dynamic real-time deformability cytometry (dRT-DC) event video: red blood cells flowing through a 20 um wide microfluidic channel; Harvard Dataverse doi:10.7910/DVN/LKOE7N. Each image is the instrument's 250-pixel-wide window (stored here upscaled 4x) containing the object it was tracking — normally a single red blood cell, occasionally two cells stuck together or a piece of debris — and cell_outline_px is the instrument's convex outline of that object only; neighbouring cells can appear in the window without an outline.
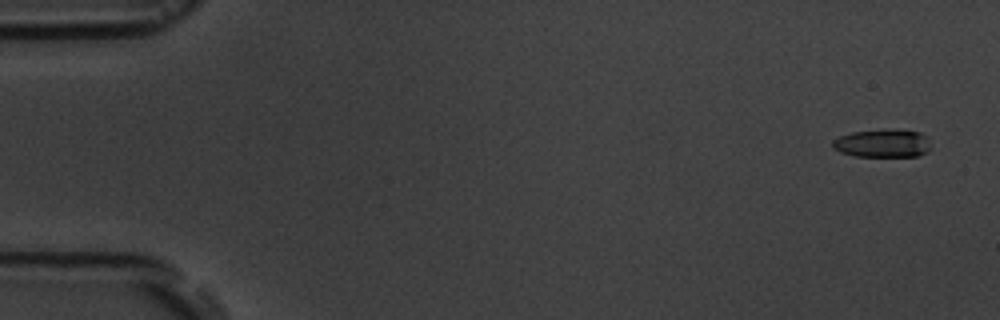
{"species": "common noctule bat (a hibernating species)", "species_latin": "Nyctalus noctula", "temperature_condition": "room temperature", "stored_images_in_passage": 16, "camera_frame_rate_fps": 3000, "um_per_image_px": 0.085, "animal": {"sex": "male", "body_mass_g": 19.5, "forearm_length_mm": 54.6}, "frame": {"image": 1, "passage_image": 1, "time_ms": 0.0, "image_size_px": [1000, 320], "cell_outline_px": [[928, 152], [916, 156], [856, 156], [840, 152], [832, 148], [832, 140], [840, 136], [852, 132], [920, 132], [924, 136], [928, 148]], "centroid_in_image_um": [74.92, 12.24], "position_along_channel_um": 10.1, "area_um2": 15.03}}
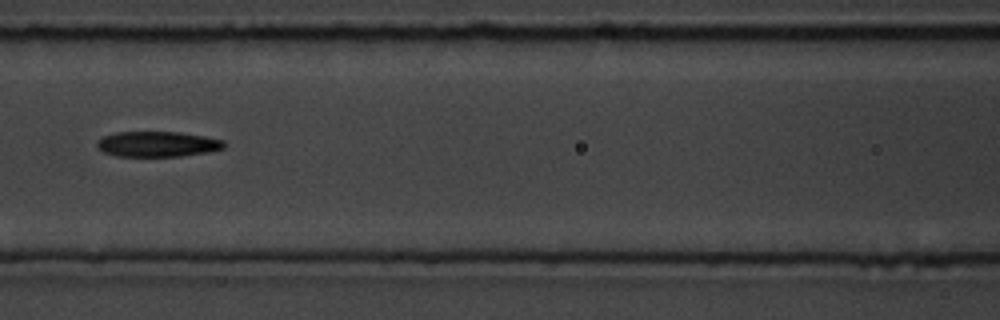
{"frame": {"image": 2, "passage_image": 7, "time_ms": 7.667, "image_size_px": [1000, 320], "cell_outline_px": [[224, 148], [208, 152], [180, 156], [116, 156], [104, 152], [96, 144], [104, 136], [116, 132], [180, 132], [204, 136], [224, 140]], "centroid_in_image_um": [13.41, 12.24], "position_along_channel_um": 153.2, "area_um2": 18.61}}
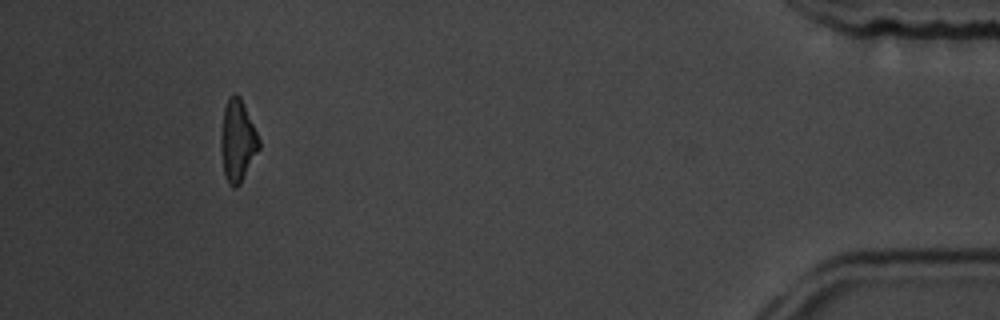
{"frame": {"image": 3, "passage_image": 15, "time_ms": 16.667, "image_size_px": [1000, 320], "cell_outline_px": [[260, 148], [240, 184], [236, 188], [232, 188], [228, 184], [224, 172], [220, 148], [220, 136], [224, 108], [228, 96], [236, 92], [240, 96], [244, 104], [260, 140]], "centroid_in_image_um": [20.18, 11.96], "position_along_channel_um": 415.0, "area_um2": 18.32}, "authors_computed_cell_mechanics": {"area_um2": 18.6405, "velocity_mm_per_s": 3.6532, "shape_relaxation_time_tau1_ms": 2.8994, "shape_relaxation_time_tau2_ms": 5.4194, "deformation_change_tau1": 0.1232, "deformation_change_tau2": 0.1576}}